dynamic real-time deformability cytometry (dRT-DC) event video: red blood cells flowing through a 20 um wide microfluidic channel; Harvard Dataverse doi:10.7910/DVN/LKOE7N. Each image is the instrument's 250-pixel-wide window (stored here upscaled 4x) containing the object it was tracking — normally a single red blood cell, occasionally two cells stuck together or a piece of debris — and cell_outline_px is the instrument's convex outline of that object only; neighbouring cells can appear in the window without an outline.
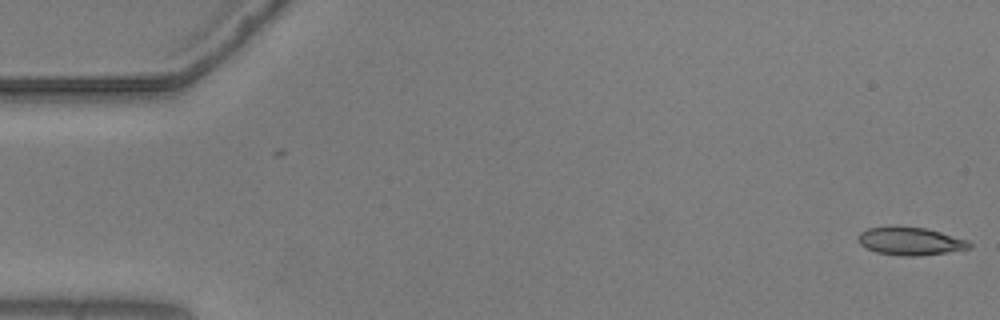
{"species": "common noctule bat (a hibernating species)", "species_latin": "Nyctalus noctula", "temperature_condition": "warm", "stored_images_in_passage": 14, "camera_frame_rate_fps": 3000, "um_per_image_px": 0.085, "animal": {"sex": "male", "body_mass_g": 20.5, "forearm_length_mm": 52.5}, "frame": {"image": 1, "passage_image": 1, "time_ms": 0.0, "image_size_px": [1000, 320], "cell_outline_px": [[972, 248], [948, 252], [920, 256], [900, 256], [876, 252], [860, 244], [856, 240], [856, 236], [860, 232], [868, 228], [896, 224], [924, 228], [940, 232], [968, 240], [972, 244]], "centroid_in_image_um": [77.34, 20.48], "position_along_channel_um": 7.7, "area_um2": 18.61}}
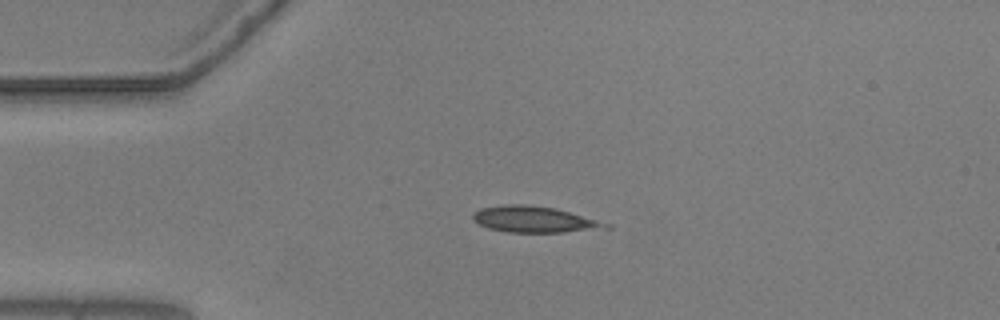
{"frame": {"image": 2, "passage_image": 13, "time_ms": 4.0, "image_size_px": [1000, 320], "cell_outline_px": [[612, 228], [564, 232], [508, 232], [488, 228], [472, 220], [472, 212], [480, 208], [504, 204], [524, 204], [556, 208], [612, 224]], "centroid_in_image_um": [45.41, 18.64], "position_along_channel_um": 39.6, "area_um2": 20.4}}